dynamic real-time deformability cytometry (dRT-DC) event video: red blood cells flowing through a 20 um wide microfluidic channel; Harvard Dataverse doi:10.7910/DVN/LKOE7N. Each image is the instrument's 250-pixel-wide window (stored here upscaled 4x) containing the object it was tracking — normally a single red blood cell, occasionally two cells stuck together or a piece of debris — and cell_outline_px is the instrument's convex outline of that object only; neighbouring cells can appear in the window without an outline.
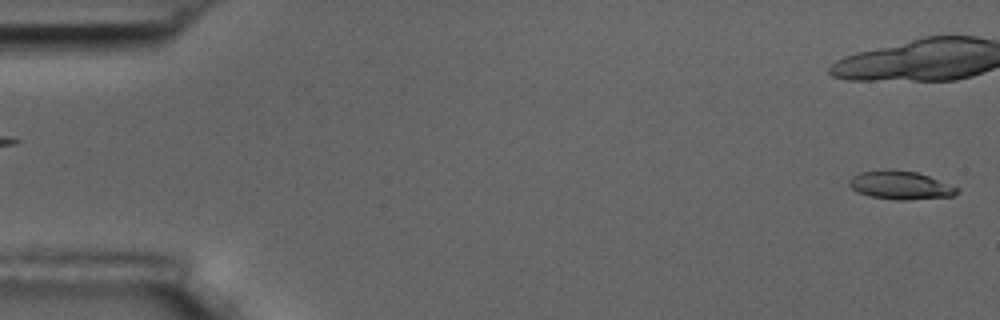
{"species": "common noctule bat (a hibernating species)", "species_latin": "Nyctalus noctula", "temperature_condition": "room temperature", "stored_images_in_passage": 5, "segment_of_instrument_passage": [2, 2], "camera_frame_rate_fps": 3000, "um_per_image_px": 0.085, "animal": {"sex": "male", "body_mass_g": 17.5, "forearm_length_mm": 52.3}, "frame": {"image": 1, "passage_image": 5, "time_ms": 5.667, "image_size_px": [1000, 320], "cell_outline_px": [[960, 188], [952, 196], [904, 200], [896, 200], [868, 196], [856, 192], [848, 184], [848, 180], [852, 176], [860, 172], [916, 172], [928, 176]], "centroid_in_image_um": [76.51, 15.79], "position_along_channel_um": 8.5, "area_um2": 17.11}}